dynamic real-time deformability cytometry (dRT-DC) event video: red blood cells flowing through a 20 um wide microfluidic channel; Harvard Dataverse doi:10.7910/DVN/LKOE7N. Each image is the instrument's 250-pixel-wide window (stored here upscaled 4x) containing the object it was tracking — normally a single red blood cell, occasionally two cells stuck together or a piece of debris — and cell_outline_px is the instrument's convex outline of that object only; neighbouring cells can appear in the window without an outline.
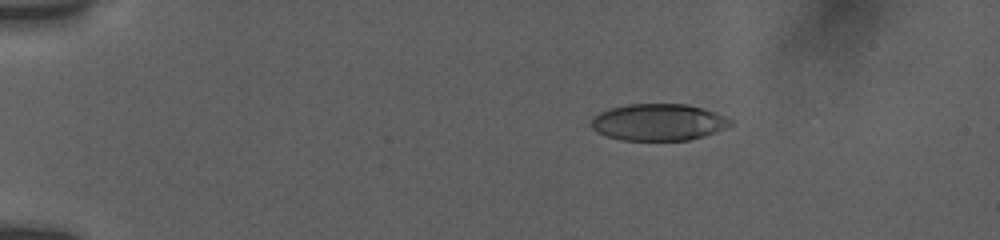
{"species": "human", "species_latin": "Homo sapiens", "temperature_condition": "room temperature", "stored_images_in_passage": 21, "camera_frame_rate_fps": 3000, "um_per_image_px": 0.085, "donor": {"sex": "female"}, "frame": {"image": 1, "passage_image": 20, "time_ms": 3.333, "image_size_px": [1000, 240], "cell_outline_px": [[732, 124], [716, 132], [704, 136], [688, 140], [620, 140], [596, 132], [592, 128], [592, 120], [600, 112], [612, 108], [628, 104], [688, 104], [704, 108], [732, 120]], "centroid_in_image_um": [55.98, 10.39], "position_along_channel_um": 29.0, "area_um2": 29.59}}